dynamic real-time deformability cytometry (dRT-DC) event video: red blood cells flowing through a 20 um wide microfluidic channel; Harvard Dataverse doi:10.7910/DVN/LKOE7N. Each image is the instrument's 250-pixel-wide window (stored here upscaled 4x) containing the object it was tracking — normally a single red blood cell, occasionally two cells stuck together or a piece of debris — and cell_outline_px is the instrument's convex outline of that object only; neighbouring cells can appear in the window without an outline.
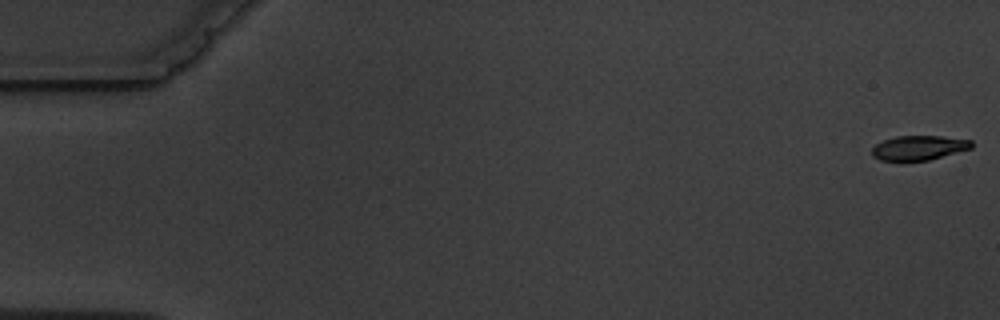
{"species": "common noctule bat (a hibernating species)", "species_latin": "Nyctalus noctula", "temperature_condition": "warm", "stored_images_in_passage": 7, "camera_frame_rate_fps": 3000, "um_per_image_px": 0.085, "animal": {"sex": "male", "body_mass_g": 19.5, "forearm_length_mm": 54.6}, "frame": {"image": 1, "passage_image": 1, "time_ms": 0.0, "image_size_px": [1000, 320], "cell_outline_px": [[972, 148], [928, 160], [880, 160], [872, 156], [872, 148], [876, 144], [884, 140], [896, 136], [940, 136], [972, 140]], "centroid_in_image_um": [78.09, 12.55], "position_along_channel_um": 6.9, "area_um2": 14.05}}
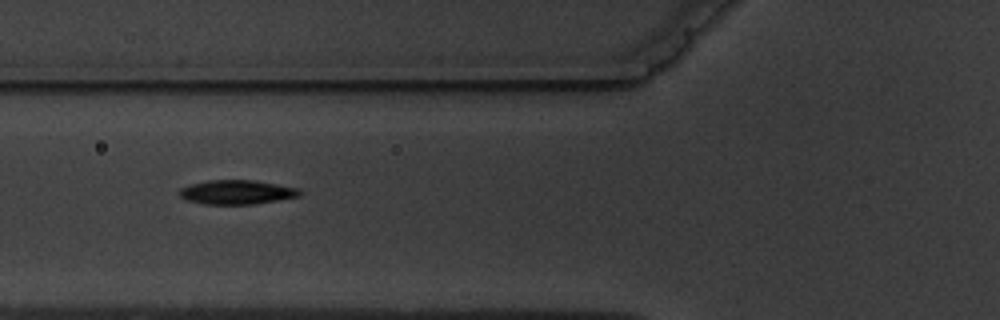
{"frame": {"image": 2, "passage_image": 6, "time_ms": 7.0, "image_size_px": [1000, 320], "cell_outline_px": [[304, 192], [300, 196], [252, 204], [204, 204], [188, 200], [180, 196], [180, 188], [192, 184], [208, 180], [252, 180], [300, 188]], "centroid_in_image_um": [20.17, 16.33], "position_along_channel_um": 105.6, "area_um2": 16.82}}
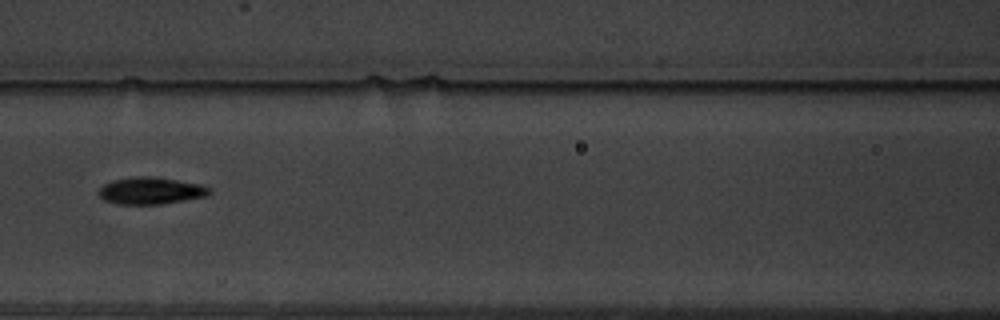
{"frame": {"image": 3, "passage_image": 7, "time_ms": 8.333, "image_size_px": [1000, 320], "cell_outline_px": [[212, 192], [204, 196], [184, 200], [160, 204], [116, 204], [104, 200], [96, 192], [104, 184], [112, 180], [136, 176], [156, 176], [200, 184], [212, 188]], "centroid_in_image_um": [12.79, 16.2], "position_along_channel_um": 153.8, "area_um2": 17.51}}